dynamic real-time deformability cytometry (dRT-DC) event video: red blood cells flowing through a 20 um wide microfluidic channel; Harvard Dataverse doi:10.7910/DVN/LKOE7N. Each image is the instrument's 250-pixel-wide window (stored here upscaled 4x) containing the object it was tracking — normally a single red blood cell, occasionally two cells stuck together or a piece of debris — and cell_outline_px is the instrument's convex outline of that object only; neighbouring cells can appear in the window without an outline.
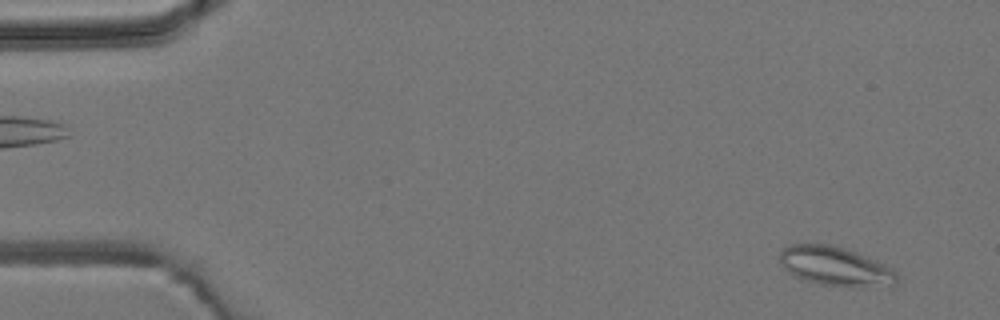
{"species": "common noctule bat (a hibernating species)", "species_latin": "Nyctalus noctula", "temperature_condition": "room temperature", "stored_images_in_passage": 5, "camera_frame_rate_fps": 3000, "um_per_image_px": 0.085, "animal": {"sex": "male", "body_mass_g": 19.2, "forearm_length_mm": 51.8}, "frame": {"image": 1, "passage_image": 5, "time_ms": 5.667, "image_size_px": [1000, 320], "cell_outline_px": [[896, 284], [864, 288], [848, 288], [820, 284], [796, 276], [788, 272], [784, 268], [780, 260], [780, 252], [788, 244], [832, 244], [856, 252], [884, 264], [892, 268], [896, 272]], "centroid_in_image_um": [71.02, 22.65], "position_along_channel_um": 14.0, "area_um2": 26.82}}